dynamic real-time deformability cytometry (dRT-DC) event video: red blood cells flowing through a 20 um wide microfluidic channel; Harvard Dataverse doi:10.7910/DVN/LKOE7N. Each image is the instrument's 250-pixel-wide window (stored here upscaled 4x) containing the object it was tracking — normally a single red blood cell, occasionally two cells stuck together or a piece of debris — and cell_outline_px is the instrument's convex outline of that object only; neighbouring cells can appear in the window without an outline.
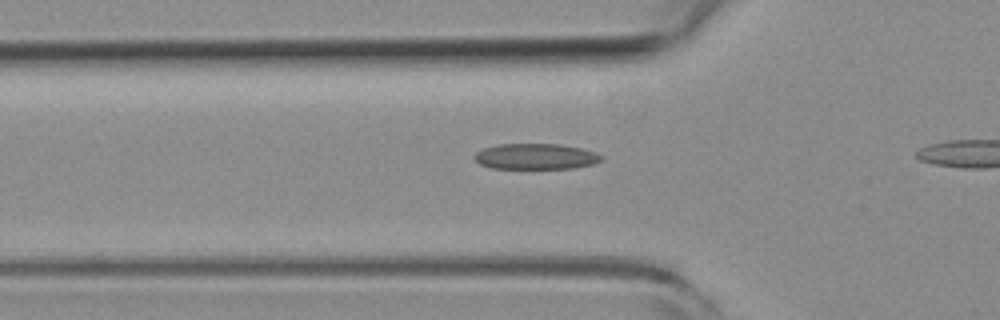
{"species": "common noctule bat (a hibernating species)", "species_latin": "Nyctalus noctula", "temperature_condition": "room temperature", "stored_images_in_passage": 13, "camera_frame_rate_fps": 3000, "um_per_image_px": 0.085, "animal": {"sex": "female", "body_mass_g": 19.3, "forearm_length_mm": 54.1}, "frame": {"image": 1, "passage_image": 4, "time_ms": 1.0, "image_size_px": [1000, 320], "cell_outline_px": [[604, 160], [592, 164], [572, 168], [492, 168], [480, 164], [472, 156], [476, 152], [484, 148], [496, 144], [560, 144], [580, 148], [596, 152], [604, 156]], "centroid_in_image_um": [45.55, 13.29], "position_along_channel_um": 80.3, "area_um2": 19.07}}
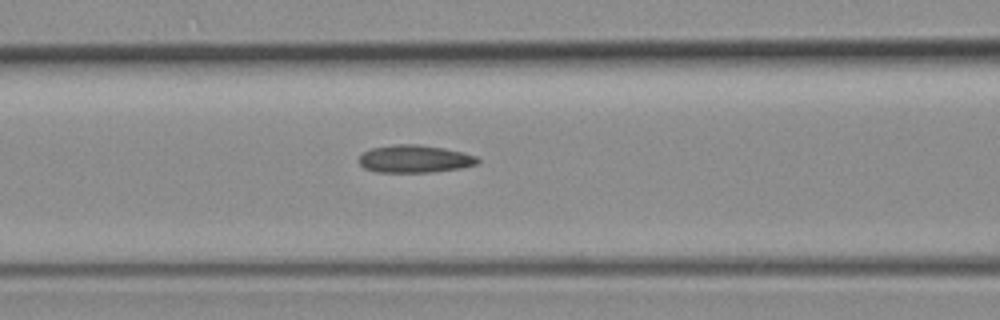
{"frame": {"image": 2, "passage_image": 8, "time_ms": 2.333, "image_size_px": [1000, 320], "cell_outline_px": [[480, 164], [460, 168], [432, 172], [376, 172], [364, 168], [356, 160], [364, 152], [372, 148], [392, 144], [420, 144], [444, 148], [464, 152], [476, 156], [480, 160]], "centroid_in_image_um": [35.26, 13.5], "position_along_channel_um": 131.3, "area_um2": 19.36}}
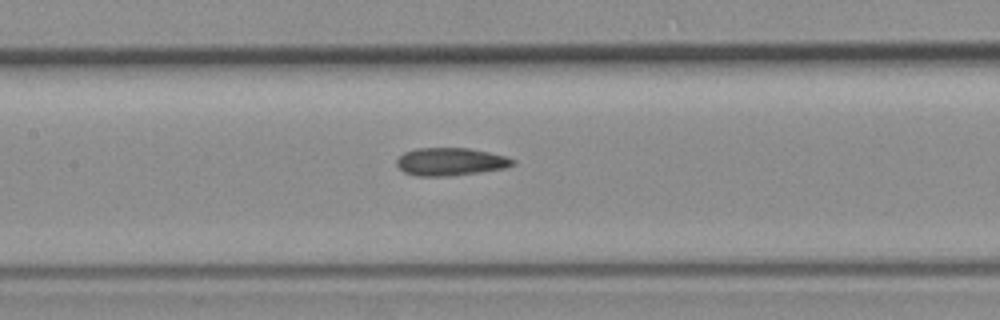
{"frame": {"image": 3, "passage_image": 11, "time_ms": 3.333, "image_size_px": [1000, 320], "cell_outline_px": [[516, 164], [504, 168], [480, 172], [448, 176], [416, 176], [404, 172], [396, 164], [396, 160], [404, 152], [416, 148], [468, 148], [488, 152], [504, 156], [516, 160]], "centroid_in_image_um": [38.28, 13.74], "position_along_channel_um": 169.1, "area_um2": 18.79}}